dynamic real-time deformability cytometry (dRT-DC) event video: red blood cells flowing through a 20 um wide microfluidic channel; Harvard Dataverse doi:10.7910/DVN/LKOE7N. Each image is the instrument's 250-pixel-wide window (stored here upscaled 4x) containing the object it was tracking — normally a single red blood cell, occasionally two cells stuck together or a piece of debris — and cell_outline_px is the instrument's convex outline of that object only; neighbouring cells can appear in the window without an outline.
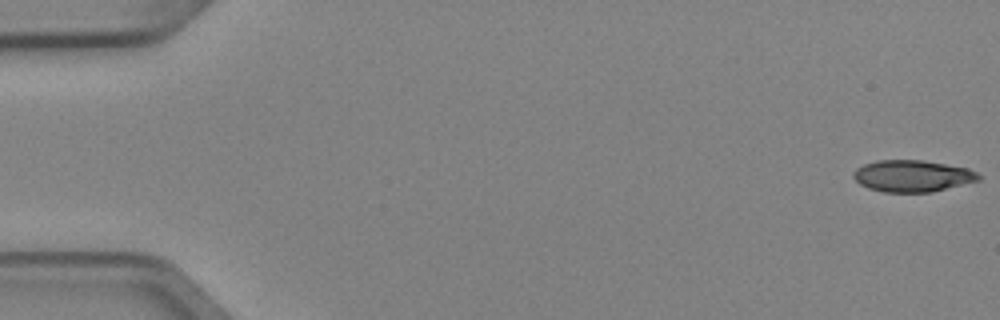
{"species": "Egyptian fruit bat (a non-hibernating species)", "species_latin": "Rousettus aegyptiacus", "temperature_condition": "cold", "stored_images_in_passage": 6, "segment_of_instrument_passage": [1, 2], "camera_frame_rate_fps": 3000, "um_per_image_px": 0.085, "animal": {"sex": "female"}, "frame": {"image": 1, "passage_image": 1, "time_ms": 0.0, "image_size_px": [1000, 320], "cell_outline_px": [[980, 180], [932, 192], [884, 192], [868, 188], [860, 184], [852, 176], [852, 172], [856, 168], [864, 164], [876, 160], [924, 160], [968, 168], [976, 172], [980, 176]], "centroid_in_image_um": [77.53, 14.95], "position_along_channel_um": 7.5, "area_um2": 23.18}}